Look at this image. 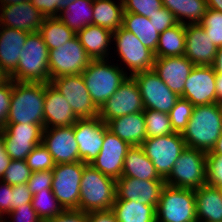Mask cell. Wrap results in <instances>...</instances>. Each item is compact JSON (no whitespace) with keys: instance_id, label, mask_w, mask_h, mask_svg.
Masks as SVG:
<instances>
[{"instance_id":"1","label":"cell","mask_w":222,"mask_h":222,"mask_svg":"<svg viewBox=\"0 0 222 222\" xmlns=\"http://www.w3.org/2000/svg\"><path fill=\"white\" fill-rule=\"evenodd\" d=\"M222 134V104L194 106L192 116L181 133L186 147L211 152Z\"/></svg>"},{"instance_id":"2","label":"cell","mask_w":222,"mask_h":222,"mask_svg":"<svg viewBox=\"0 0 222 222\" xmlns=\"http://www.w3.org/2000/svg\"><path fill=\"white\" fill-rule=\"evenodd\" d=\"M45 83L13 80L6 124H38L44 128Z\"/></svg>"},{"instance_id":"3","label":"cell","mask_w":222,"mask_h":222,"mask_svg":"<svg viewBox=\"0 0 222 222\" xmlns=\"http://www.w3.org/2000/svg\"><path fill=\"white\" fill-rule=\"evenodd\" d=\"M82 77L92 101L100 109L129 76L118 62L115 64L111 59H98L90 62L83 70Z\"/></svg>"},{"instance_id":"4","label":"cell","mask_w":222,"mask_h":222,"mask_svg":"<svg viewBox=\"0 0 222 222\" xmlns=\"http://www.w3.org/2000/svg\"><path fill=\"white\" fill-rule=\"evenodd\" d=\"M116 197V180L87 164L81 176L78 210L86 213L110 210Z\"/></svg>"},{"instance_id":"5","label":"cell","mask_w":222,"mask_h":222,"mask_svg":"<svg viewBox=\"0 0 222 222\" xmlns=\"http://www.w3.org/2000/svg\"><path fill=\"white\" fill-rule=\"evenodd\" d=\"M21 52L18 66L8 78L17 82L50 83L49 49L42 35L30 33Z\"/></svg>"},{"instance_id":"6","label":"cell","mask_w":222,"mask_h":222,"mask_svg":"<svg viewBox=\"0 0 222 222\" xmlns=\"http://www.w3.org/2000/svg\"><path fill=\"white\" fill-rule=\"evenodd\" d=\"M195 190L163 187L156 208V222H197Z\"/></svg>"},{"instance_id":"7","label":"cell","mask_w":222,"mask_h":222,"mask_svg":"<svg viewBox=\"0 0 222 222\" xmlns=\"http://www.w3.org/2000/svg\"><path fill=\"white\" fill-rule=\"evenodd\" d=\"M206 155L204 151L186 147L164 180L166 185L196 190L207 184Z\"/></svg>"},{"instance_id":"8","label":"cell","mask_w":222,"mask_h":222,"mask_svg":"<svg viewBox=\"0 0 222 222\" xmlns=\"http://www.w3.org/2000/svg\"><path fill=\"white\" fill-rule=\"evenodd\" d=\"M112 41L115 45L114 51L124 66L121 68L133 76L136 73L153 70L155 55L154 52L144 46L141 41L123 26L113 32ZM127 65V66H126ZM125 68V69H124ZM128 69L130 73L126 70Z\"/></svg>"},{"instance_id":"9","label":"cell","mask_w":222,"mask_h":222,"mask_svg":"<svg viewBox=\"0 0 222 222\" xmlns=\"http://www.w3.org/2000/svg\"><path fill=\"white\" fill-rule=\"evenodd\" d=\"M146 156L152 161L159 176L166 179L181 152L186 148L181 133L146 138L141 144Z\"/></svg>"},{"instance_id":"10","label":"cell","mask_w":222,"mask_h":222,"mask_svg":"<svg viewBox=\"0 0 222 222\" xmlns=\"http://www.w3.org/2000/svg\"><path fill=\"white\" fill-rule=\"evenodd\" d=\"M86 165L78 161L56 164L52 169V192L64 210L79 207L81 176Z\"/></svg>"},{"instance_id":"11","label":"cell","mask_w":222,"mask_h":222,"mask_svg":"<svg viewBox=\"0 0 222 222\" xmlns=\"http://www.w3.org/2000/svg\"><path fill=\"white\" fill-rule=\"evenodd\" d=\"M50 84L65 97L78 119L99 116V108L92 101L82 74L53 78Z\"/></svg>"},{"instance_id":"12","label":"cell","mask_w":222,"mask_h":222,"mask_svg":"<svg viewBox=\"0 0 222 222\" xmlns=\"http://www.w3.org/2000/svg\"><path fill=\"white\" fill-rule=\"evenodd\" d=\"M91 61V57L75 36L57 49L49 50L50 79L82 74Z\"/></svg>"},{"instance_id":"13","label":"cell","mask_w":222,"mask_h":222,"mask_svg":"<svg viewBox=\"0 0 222 222\" xmlns=\"http://www.w3.org/2000/svg\"><path fill=\"white\" fill-rule=\"evenodd\" d=\"M145 107L137 82L129 76L99 109L102 121L144 111Z\"/></svg>"},{"instance_id":"14","label":"cell","mask_w":222,"mask_h":222,"mask_svg":"<svg viewBox=\"0 0 222 222\" xmlns=\"http://www.w3.org/2000/svg\"><path fill=\"white\" fill-rule=\"evenodd\" d=\"M132 77L138 84L145 109L169 113L180 98L154 70L139 72Z\"/></svg>"},{"instance_id":"15","label":"cell","mask_w":222,"mask_h":222,"mask_svg":"<svg viewBox=\"0 0 222 222\" xmlns=\"http://www.w3.org/2000/svg\"><path fill=\"white\" fill-rule=\"evenodd\" d=\"M107 124L99 116L78 119L74 124V135L78 143L80 161L92 163L104 142Z\"/></svg>"},{"instance_id":"16","label":"cell","mask_w":222,"mask_h":222,"mask_svg":"<svg viewBox=\"0 0 222 222\" xmlns=\"http://www.w3.org/2000/svg\"><path fill=\"white\" fill-rule=\"evenodd\" d=\"M215 82L212 65H195L185 82L182 98L193 106L216 103Z\"/></svg>"},{"instance_id":"17","label":"cell","mask_w":222,"mask_h":222,"mask_svg":"<svg viewBox=\"0 0 222 222\" xmlns=\"http://www.w3.org/2000/svg\"><path fill=\"white\" fill-rule=\"evenodd\" d=\"M42 144L47 148L56 164L80 161L74 125L43 129Z\"/></svg>"},{"instance_id":"18","label":"cell","mask_w":222,"mask_h":222,"mask_svg":"<svg viewBox=\"0 0 222 222\" xmlns=\"http://www.w3.org/2000/svg\"><path fill=\"white\" fill-rule=\"evenodd\" d=\"M130 147L126 141L120 139L107 128L101 150L90 164L103 175L117 180L122 175L124 159Z\"/></svg>"},{"instance_id":"19","label":"cell","mask_w":222,"mask_h":222,"mask_svg":"<svg viewBox=\"0 0 222 222\" xmlns=\"http://www.w3.org/2000/svg\"><path fill=\"white\" fill-rule=\"evenodd\" d=\"M165 184V181L120 177L116 180V200H134L157 208Z\"/></svg>"},{"instance_id":"20","label":"cell","mask_w":222,"mask_h":222,"mask_svg":"<svg viewBox=\"0 0 222 222\" xmlns=\"http://www.w3.org/2000/svg\"><path fill=\"white\" fill-rule=\"evenodd\" d=\"M44 18L30 1L0 6V26L3 27L37 33Z\"/></svg>"},{"instance_id":"21","label":"cell","mask_w":222,"mask_h":222,"mask_svg":"<svg viewBox=\"0 0 222 222\" xmlns=\"http://www.w3.org/2000/svg\"><path fill=\"white\" fill-rule=\"evenodd\" d=\"M194 64L184 55L155 58L153 70L178 96H183L185 82L194 68Z\"/></svg>"},{"instance_id":"22","label":"cell","mask_w":222,"mask_h":222,"mask_svg":"<svg viewBox=\"0 0 222 222\" xmlns=\"http://www.w3.org/2000/svg\"><path fill=\"white\" fill-rule=\"evenodd\" d=\"M185 54L194 65H213L217 47L200 24L185 25Z\"/></svg>"},{"instance_id":"23","label":"cell","mask_w":222,"mask_h":222,"mask_svg":"<svg viewBox=\"0 0 222 222\" xmlns=\"http://www.w3.org/2000/svg\"><path fill=\"white\" fill-rule=\"evenodd\" d=\"M77 120L65 97L50 83H45L44 129L72 126Z\"/></svg>"},{"instance_id":"24","label":"cell","mask_w":222,"mask_h":222,"mask_svg":"<svg viewBox=\"0 0 222 222\" xmlns=\"http://www.w3.org/2000/svg\"><path fill=\"white\" fill-rule=\"evenodd\" d=\"M30 33L0 26V67L9 77L17 68L20 54Z\"/></svg>"},{"instance_id":"25","label":"cell","mask_w":222,"mask_h":222,"mask_svg":"<svg viewBox=\"0 0 222 222\" xmlns=\"http://www.w3.org/2000/svg\"><path fill=\"white\" fill-rule=\"evenodd\" d=\"M106 124L109 131L126 141L130 146H141L146 139L143 111L114 118Z\"/></svg>"},{"instance_id":"26","label":"cell","mask_w":222,"mask_h":222,"mask_svg":"<svg viewBox=\"0 0 222 222\" xmlns=\"http://www.w3.org/2000/svg\"><path fill=\"white\" fill-rule=\"evenodd\" d=\"M113 32L109 29L88 25L76 36L92 60L112 58L110 54ZM109 50V51H108Z\"/></svg>"},{"instance_id":"27","label":"cell","mask_w":222,"mask_h":222,"mask_svg":"<svg viewBox=\"0 0 222 222\" xmlns=\"http://www.w3.org/2000/svg\"><path fill=\"white\" fill-rule=\"evenodd\" d=\"M197 222H222V195L219 188L205 184L195 190Z\"/></svg>"},{"instance_id":"28","label":"cell","mask_w":222,"mask_h":222,"mask_svg":"<svg viewBox=\"0 0 222 222\" xmlns=\"http://www.w3.org/2000/svg\"><path fill=\"white\" fill-rule=\"evenodd\" d=\"M121 177L139 180L164 181L157 173L152 161L146 156L141 146H131L126 154Z\"/></svg>"},{"instance_id":"29","label":"cell","mask_w":222,"mask_h":222,"mask_svg":"<svg viewBox=\"0 0 222 222\" xmlns=\"http://www.w3.org/2000/svg\"><path fill=\"white\" fill-rule=\"evenodd\" d=\"M119 1L93 0V25L112 32L122 27L124 8L122 0Z\"/></svg>"},{"instance_id":"30","label":"cell","mask_w":222,"mask_h":222,"mask_svg":"<svg viewBox=\"0 0 222 222\" xmlns=\"http://www.w3.org/2000/svg\"><path fill=\"white\" fill-rule=\"evenodd\" d=\"M162 4L183 25L200 24L207 11L206 0H162Z\"/></svg>"},{"instance_id":"31","label":"cell","mask_w":222,"mask_h":222,"mask_svg":"<svg viewBox=\"0 0 222 222\" xmlns=\"http://www.w3.org/2000/svg\"><path fill=\"white\" fill-rule=\"evenodd\" d=\"M118 222H156V208L134 200H115L111 209Z\"/></svg>"},{"instance_id":"32","label":"cell","mask_w":222,"mask_h":222,"mask_svg":"<svg viewBox=\"0 0 222 222\" xmlns=\"http://www.w3.org/2000/svg\"><path fill=\"white\" fill-rule=\"evenodd\" d=\"M57 18L77 34L88 25H93V0L74 1Z\"/></svg>"},{"instance_id":"33","label":"cell","mask_w":222,"mask_h":222,"mask_svg":"<svg viewBox=\"0 0 222 222\" xmlns=\"http://www.w3.org/2000/svg\"><path fill=\"white\" fill-rule=\"evenodd\" d=\"M122 26L132 32L144 46L156 52L160 34L149 18L134 13H124Z\"/></svg>"},{"instance_id":"34","label":"cell","mask_w":222,"mask_h":222,"mask_svg":"<svg viewBox=\"0 0 222 222\" xmlns=\"http://www.w3.org/2000/svg\"><path fill=\"white\" fill-rule=\"evenodd\" d=\"M185 25L178 23L160 33L155 58L183 56L185 54Z\"/></svg>"},{"instance_id":"35","label":"cell","mask_w":222,"mask_h":222,"mask_svg":"<svg viewBox=\"0 0 222 222\" xmlns=\"http://www.w3.org/2000/svg\"><path fill=\"white\" fill-rule=\"evenodd\" d=\"M48 49H57L71 40L76 34L68 28L59 18H44L39 30Z\"/></svg>"},{"instance_id":"36","label":"cell","mask_w":222,"mask_h":222,"mask_svg":"<svg viewBox=\"0 0 222 222\" xmlns=\"http://www.w3.org/2000/svg\"><path fill=\"white\" fill-rule=\"evenodd\" d=\"M146 124V138L164 136L175 133L169 118V114L151 109L144 111Z\"/></svg>"},{"instance_id":"37","label":"cell","mask_w":222,"mask_h":222,"mask_svg":"<svg viewBox=\"0 0 222 222\" xmlns=\"http://www.w3.org/2000/svg\"><path fill=\"white\" fill-rule=\"evenodd\" d=\"M31 204L42 220L53 218L64 211L52 191L36 193L32 196Z\"/></svg>"},{"instance_id":"38","label":"cell","mask_w":222,"mask_h":222,"mask_svg":"<svg viewBox=\"0 0 222 222\" xmlns=\"http://www.w3.org/2000/svg\"><path fill=\"white\" fill-rule=\"evenodd\" d=\"M43 127L38 124H6L2 131L3 138H22L29 141H42Z\"/></svg>"},{"instance_id":"39","label":"cell","mask_w":222,"mask_h":222,"mask_svg":"<svg viewBox=\"0 0 222 222\" xmlns=\"http://www.w3.org/2000/svg\"><path fill=\"white\" fill-rule=\"evenodd\" d=\"M212 43L218 48L222 47V12L207 8L200 23Z\"/></svg>"},{"instance_id":"40","label":"cell","mask_w":222,"mask_h":222,"mask_svg":"<svg viewBox=\"0 0 222 222\" xmlns=\"http://www.w3.org/2000/svg\"><path fill=\"white\" fill-rule=\"evenodd\" d=\"M194 106L180 97L174 107L169 111V118L174 132L182 133L192 116Z\"/></svg>"},{"instance_id":"41","label":"cell","mask_w":222,"mask_h":222,"mask_svg":"<svg viewBox=\"0 0 222 222\" xmlns=\"http://www.w3.org/2000/svg\"><path fill=\"white\" fill-rule=\"evenodd\" d=\"M32 172L52 170L56 163L47 148L38 144L25 159Z\"/></svg>"},{"instance_id":"42","label":"cell","mask_w":222,"mask_h":222,"mask_svg":"<svg viewBox=\"0 0 222 222\" xmlns=\"http://www.w3.org/2000/svg\"><path fill=\"white\" fill-rule=\"evenodd\" d=\"M5 150L12 160H25L42 141H29L22 138H3Z\"/></svg>"},{"instance_id":"43","label":"cell","mask_w":222,"mask_h":222,"mask_svg":"<svg viewBox=\"0 0 222 222\" xmlns=\"http://www.w3.org/2000/svg\"><path fill=\"white\" fill-rule=\"evenodd\" d=\"M31 174L32 171L25 160H11L1 180L10 186H14L27 183Z\"/></svg>"},{"instance_id":"44","label":"cell","mask_w":222,"mask_h":222,"mask_svg":"<svg viewBox=\"0 0 222 222\" xmlns=\"http://www.w3.org/2000/svg\"><path fill=\"white\" fill-rule=\"evenodd\" d=\"M124 13H134L151 18L163 7L162 0H122Z\"/></svg>"},{"instance_id":"45","label":"cell","mask_w":222,"mask_h":222,"mask_svg":"<svg viewBox=\"0 0 222 222\" xmlns=\"http://www.w3.org/2000/svg\"><path fill=\"white\" fill-rule=\"evenodd\" d=\"M206 178L207 184L222 187V155H214L208 152L206 155Z\"/></svg>"},{"instance_id":"46","label":"cell","mask_w":222,"mask_h":222,"mask_svg":"<svg viewBox=\"0 0 222 222\" xmlns=\"http://www.w3.org/2000/svg\"><path fill=\"white\" fill-rule=\"evenodd\" d=\"M53 171H36L32 172L27 181V185L32 195L43 191H52Z\"/></svg>"},{"instance_id":"47","label":"cell","mask_w":222,"mask_h":222,"mask_svg":"<svg viewBox=\"0 0 222 222\" xmlns=\"http://www.w3.org/2000/svg\"><path fill=\"white\" fill-rule=\"evenodd\" d=\"M7 217L8 219L10 217L13 222H42L31 203L16 207L2 219V222H12L7 221Z\"/></svg>"},{"instance_id":"48","label":"cell","mask_w":222,"mask_h":222,"mask_svg":"<svg viewBox=\"0 0 222 222\" xmlns=\"http://www.w3.org/2000/svg\"><path fill=\"white\" fill-rule=\"evenodd\" d=\"M13 90V80L8 78L0 85V129L6 125V119L11 104V95Z\"/></svg>"},{"instance_id":"49","label":"cell","mask_w":222,"mask_h":222,"mask_svg":"<svg viewBox=\"0 0 222 222\" xmlns=\"http://www.w3.org/2000/svg\"><path fill=\"white\" fill-rule=\"evenodd\" d=\"M149 20L159 34L178 24L174 14L165 7L160 8Z\"/></svg>"},{"instance_id":"50","label":"cell","mask_w":222,"mask_h":222,"mask_svg":"<svg viewBox=\"0 0 222 222\" xmlns=\"http://www.w3.org/2000/svg\"><path fill=\"white\" fill-rule=\"evenodd\" d=\"M12 210L16 207L31 203L32 193L28 188L27 183L12 186Z\"/></svg>"},{"instance_id":"51","label":"cell","mask_w":222,"mask_h":222,"mask_svg":"<svg viewBox=\"0 0 222 222\" xmlns=\"http://www.w3.org/2000/svg\"><path fill=\"white\" fill-rule=\"evenodd\" d=\"M42 222H88V216L81 210L68 209L53 218L42 220Z\"/></svg>"},{"instance_id":"52","label":"cell","mask_w":222,"mask_h":222,"mask_svg":"<svg viewBox=\"0 0 222 222\" xmlns=\"http://www.w3.org/2000/svg\"><path fill=\"white\" fill-rule=\"evenodd\" d=\"M12 186L0 180V218L12 211Z\"/></svg>"},{"instance_id":"53","label":"cell","mask_w":222,"mask_h":222,"mask_svg":"<svg viewBox=\"0 0 222 222\" xmlns=\"http://www.w3.org/2000/svg\"><path fill=\"white\" fill-rule=\"evenodd\" d=\"M45 18L57 17V0H30Z\"/></svg>"},{"instance_id":"54","label":"cell","mask_w":222,"mask_h":222,"mask_svg":"<svg viewBox=\"0 0 222 222\" xmlns=\"http://www.w3.org/2000/svg\"><path fill=\"white\" fill-rule=\"evenodd\" d=\"M88 222H118L114 212L110 210L87 213Z\"/></svg>"},{"instance_id":"55","label":"cell","mask_w":222,"mask_h":222,"mask_svg":"<svg viewBox=\"0 0 222 222\" xmlns=\"http://www.w3.org/2000/svg\"><path fill=\"white\" fill-rule=\"evenodd\" d=\"M11 160L12 159L5 150L2 131L0 130V180L3 178V175L6 169L9 167Z\"/></svg>"},{"instance_id":"56","label":"cell","mask_w":222,"mask_h":222,"mask_svg":"<svg viewBox=\"0 0 222 222\" xmlns=\"http://www.w3.org/2000/svg\"><path fill=\"white\" fill-rule=\"evenodd\" d=\"M215 89L216 103L222 104V76L220 74H216Z\"/></svg>"},{"instance_id":"57","label":"cell","mask_w":222,"mask_h":222,"mask_svg":"<svg viewBox=\"0 0 222 222\" xmlns=\"http://www.w3.org/2000/svg\"><path fill=\"white\" fill-rule=\"evenodd\" d=\"M212 66L214 67L215 73L222 76V47L217 49L215 61Z\"/></svg>"},{"instance_id":"58","label":"cell","mask_w":222,"mask_h":222,"mask_svg":"<svg viewBox=\"0 0 222 222\" xmlns=\"http://www.w3.org/2000/svg\"><path fill=\"white\" fill-rule=\"evenodd\" d=\"M207 8L222 12V0H206Z\"/></svg>"},{"instance_id":"59","label":"cell","mask_w":222,"mask_h":222,"mask_svg":"<svg viewBox=\"0 0 222 222\" xmlns=\"http://www.w3.org/2000/svg\"><path fill=\"white\" fill-rule=\"evenodd\" d=\"M76 0H57V17L59 13L68 7L70 3H73Z\"/></svg>"},{"instance_id":"60","label":"cell","mask_w":222,"mask_h":222,"mask_svg":"<svg viewBox=\"0 0 222 222\" xmlns=\"http://www.w3.org/2000/svg\"><path fill=\"white\" fill-rule=\"evenodd\" d=\"M211 153L214 155H222V134L220 135V137L216 141V144L213 147V149L211 150Z\"/></svg>"},{"instance_id":"61","label":"cell","mask_w":222,"mask_h":222,"mask_svg":"<svg viewBox=\"0 0 222 222\" xmlns=\"http://www.w3.org/2000/svg\"><path fill=\"white\" fill-rule=\"evenodd\" d=\"M30 1V0H0V6L3 5H14L21 2Z\"/></svg>"},{"instance_id":"62","label":"cell","mask_w":222,"mask_h":222,"mask_svg":"<svg viewBox=\"0 0 222 222\" xmlns=\"http://www.w3.org/2000/svg\"><path fill=\"white\" fill-rule=\"evenodd\" d=\"M8 79V76L1 70L0 67V85Z\"/></svg>"}]
</instances>
